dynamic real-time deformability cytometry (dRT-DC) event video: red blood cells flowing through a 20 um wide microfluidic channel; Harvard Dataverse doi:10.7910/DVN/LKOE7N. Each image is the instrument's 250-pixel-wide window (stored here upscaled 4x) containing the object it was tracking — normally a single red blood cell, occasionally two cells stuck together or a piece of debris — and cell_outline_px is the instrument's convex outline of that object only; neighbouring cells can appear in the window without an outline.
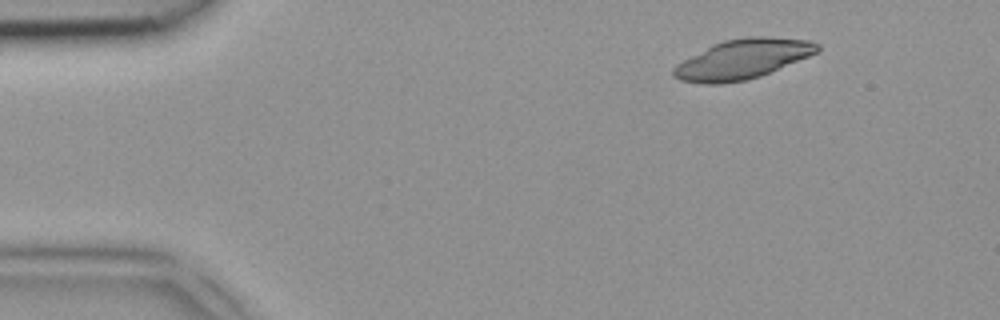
{"species": "common noctule bat (a hibernating species)", "species_latin": "Nyctalus noctula", "temperature_condition": "room temperature", "stored_images_in_passage": 5, "camera_frame_rate_fps": 3000, "um_per_image_px": 0.085, "animal": {"sex": "female", "body_mass_g": 18.4}, "frame": {"image": 1, "passage_image": 5, "time_ms": 1.333, "image_size_px": [1000, 320], "cell_outline_px": [[820, 52], [760, 76], [744, 80], [720, 84], [704, 84], [680, 80], [672, 76], [672, 68], [676, 64], [712, 44], [724, 40], [752, 36], [768, 36], [808, 40], [820, 44]], "centroid_in_image_um": [63.12, 5.02], "position_along_channel_um": 21.9, "area_um2": 33.35}}